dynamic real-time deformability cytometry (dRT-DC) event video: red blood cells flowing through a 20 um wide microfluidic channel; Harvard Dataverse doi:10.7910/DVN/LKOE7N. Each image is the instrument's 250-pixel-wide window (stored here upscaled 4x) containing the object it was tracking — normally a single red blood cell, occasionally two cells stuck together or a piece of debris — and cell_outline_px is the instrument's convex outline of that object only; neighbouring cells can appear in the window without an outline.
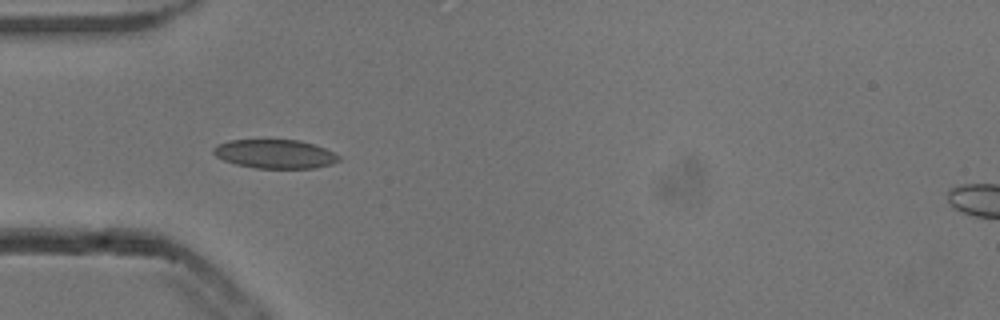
{"species": "common noctule bat (a hibernating species)", "species_latin": "Nyctalus noctula", "temperature_condition": "cold", "stored_images_in_passage": 7, "camera_frame_rate_fps": 3000, "um_per_image_px": 0.085, "animal": {"sex": "male", "body_mass_g": 13.3}, "frame": {"image": 1, "passage_image": 1, "time_ms": 0.0, "image_size_px": [1000, 320], "cell_outline_px": [[340, 160], [332, 164], [316, 168], [256, 168], [236, 164], [224, 160], [216, 156], [212, 152], [212, 148], [216, 144], [228, 140], [300, 140], [324, 148], [340, 156]], "centroid_in_image_um": [23.35, 13.08], "position_along_channel_um": 61.6, "area_um2": 21.1}}
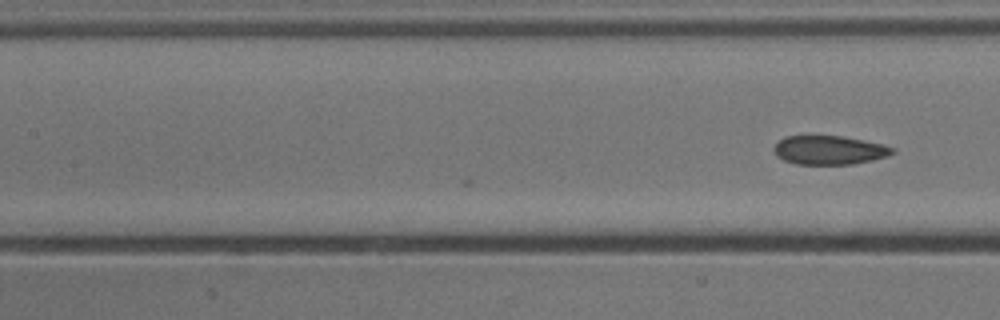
{"frame": {"image": 2, "passage_image": 7, "time_ms": 2.0, "image_size_px": [1000, 320], "cell_outline_px": [[896, 152], [888, 156], [872, 160], [852, 164], [796, 164], [784, 160], [776, 156], [772, 148], [784, 136], [840, 136], [864, 140], [896, 148]], "centroid_in_image_um": [70.49, 12.76], "position_along_channel_um": 136.9, "area_um2": 19.94}}